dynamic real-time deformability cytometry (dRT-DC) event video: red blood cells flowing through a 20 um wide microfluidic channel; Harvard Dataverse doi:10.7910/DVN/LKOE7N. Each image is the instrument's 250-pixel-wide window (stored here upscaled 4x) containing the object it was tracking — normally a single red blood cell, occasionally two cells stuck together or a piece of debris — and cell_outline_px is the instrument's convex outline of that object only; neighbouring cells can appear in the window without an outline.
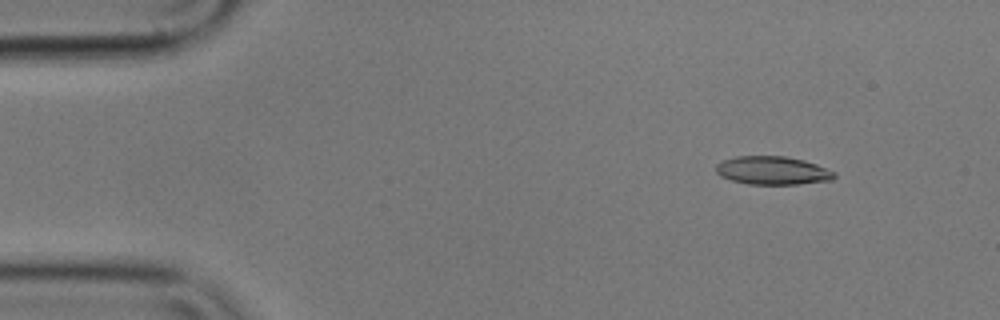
{"species": "common noctule bat (a hibernating species)", "species_latin": "Nyctalus noctula", "temperature_condition": "cold", "stored_images_in_passage": 52, "camera_frame_rate_fps": 3000, "um_per_image_px": 0.085, "animal": {"sex": "male", "body_mass_g": 17.9}, "frame": {"image": 1, "passage_image": 2, "time_ms": 0.333, "image_size_px": [1000, 320], "cell_outline_px": [[836, 176], [832, 180], [796, 184], [748, 184], [732, 180], [720, 176], [716, 172], [716, 164], [724, 160], [736, 156], [784, 156], [804, 160], [816, 164], [836, 172]], "centroid_in_image_um": [65.67, 14.49], "position_along_channel_um": 19.3, "area_um2": 19.48}}
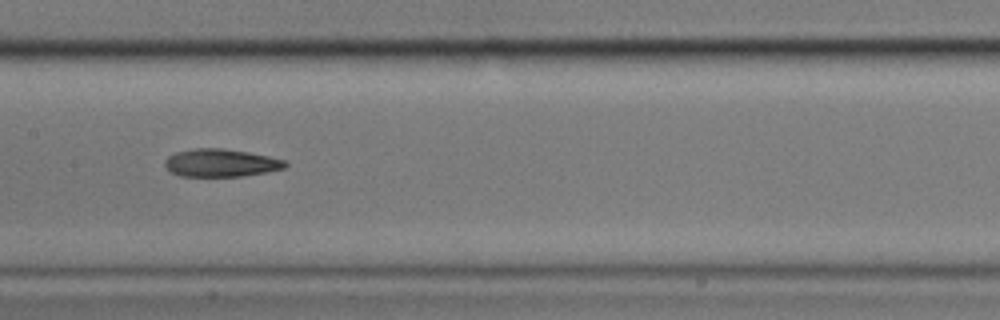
{"frame": {"image": 2, "passage_image": 23, "time_ms": 7.333, "image_size_px": [1000, 320], "cell_outline_px": [[288, 164], [284, 168], [268, 172], [240, 176], [180, 176], [168, 172], [164, 164], [164, 160], [168, 156], [176, 152], [192, 148], [224, 148], [248, 152], [268, 156], [284, 160]], "centroid_in_image_um": [18.72, 13.84], "position_along_channel_um": 188.7, "area_um2": 19.65}}
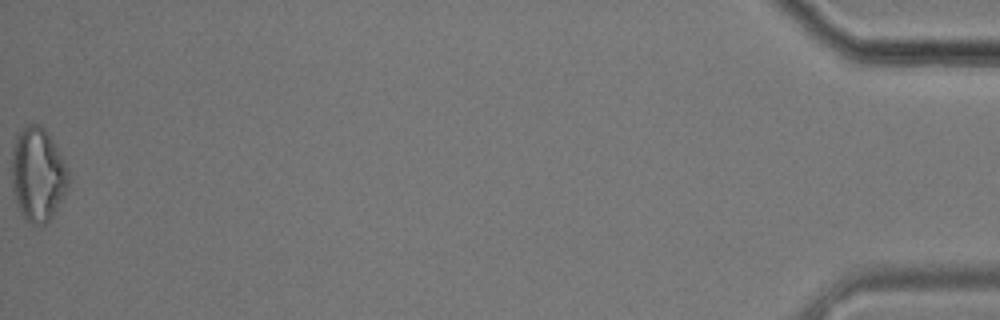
{"frame": {"image": 3, "passage_image": 52, "time_ms": 17.0, "image_size_px": [1000, 320], "cell_outline_px": [[68, 188], [64, 196], [52, 216], [44, 224], [32, 224], [20, 212], [16, 204], [12, 184], [12, 148], [16, 136], [20, 128], [28, 124], [40, 124], [44, 128], [52, 140], [64, 160], [68, 168]], "centroid_in_image_um": [3.2, 14.8], "position_along_channel_um": 432.0, "area_um2": 30.98}, "authors_computed_cell_mechanics": {"area_um2": 20.4034, "velocity_mm_per_s": 3.5509, "shape_relaxation_time_tau1_ms": 7.9319, "shape_relaxation_time_tau2_ms": 7.0967, "deformation_change_tau1": 0.1617, "deformation_change_tau2": 0.1796}}